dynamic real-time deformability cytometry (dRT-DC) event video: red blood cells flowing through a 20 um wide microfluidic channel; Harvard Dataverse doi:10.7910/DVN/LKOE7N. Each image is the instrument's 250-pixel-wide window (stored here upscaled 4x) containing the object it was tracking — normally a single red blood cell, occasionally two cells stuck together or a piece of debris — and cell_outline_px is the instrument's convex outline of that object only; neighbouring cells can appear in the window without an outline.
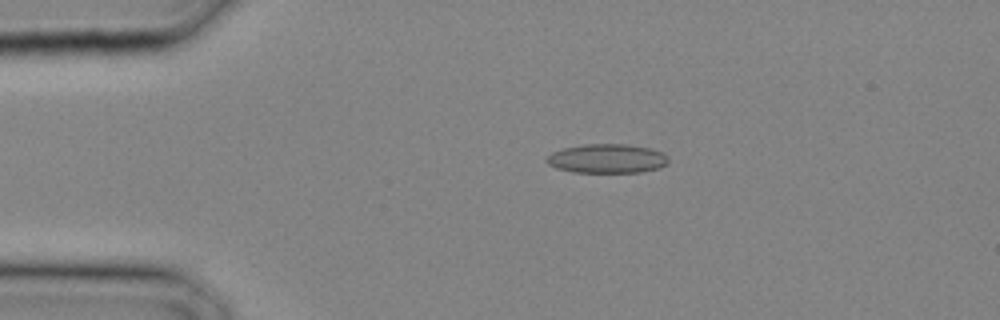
{"species": "common noctule bat (a hibernating species)", "species_latin": "Nyctalus noctula", "temperature_condition": "cold", "stored_images_in_passage": 29, "camera_frame_rate_fps": 3000, "um_per_image_px": 0.085, "animal": {"sex": "male", "body_mass_g": 20.4}, "frame": {"image": 1, "passage_image": 6, "time_ms": 1.667, "image_size_px": [1000, 320], "cell_outline_px": [[668, 164], [660, 168], [640, 172], [572, 172], [556, 168], [548, 164], [544, 160], [552, 152], [564, 148], [584, 144], [628, 144], [648, 148], [664, 152], [668, 156]], "centroid_in_image_um": [51.62, 13.48], "position_along_channel_um": 33.4, "area_um2": 20.81}}
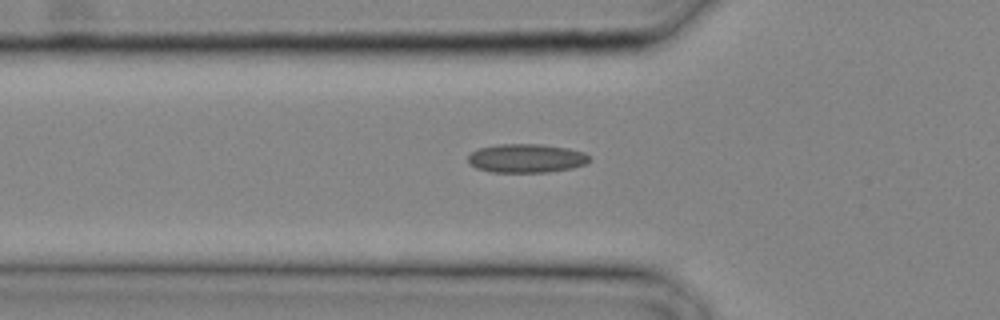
{"frame": {"image": 2, "passage_image": 10, "time_ms": 3.0, "image_size_px": [1000, 320], "cell_outline_px": [[592, 160], [584, 164], [572, 168], [548, 172], [492, 172], [476, 168], [468, 160], [468, 156], [472, 152], [480, 148], [496, 144], [540, 144], [568, 148], [584, 152]], "centroid_in_image_um": [44.75, 13.45], "position_along_channel_um": 81.0, "area_um2": 20.29}}
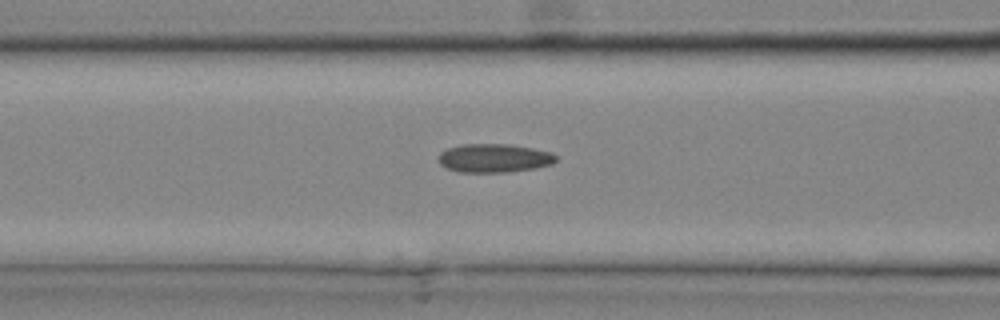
{"frame": {"image": 3, "passage_image": 12, "time_ms": 3.667, "image_size_px": [1000, 320], "cell_outline_px": [[556, 160], [552, 164], [536, 168], [508, 172], [460, 172], [448, 168], [440, 164], [440, 152], [448, 148], [460, 144], [508, 144], [532, 148], [552, 152], [556, 156]], "centroid_in_image_um": [42.02, 13.44], "position_along_channel_um": 124.6, "area_um2": 19.54}}